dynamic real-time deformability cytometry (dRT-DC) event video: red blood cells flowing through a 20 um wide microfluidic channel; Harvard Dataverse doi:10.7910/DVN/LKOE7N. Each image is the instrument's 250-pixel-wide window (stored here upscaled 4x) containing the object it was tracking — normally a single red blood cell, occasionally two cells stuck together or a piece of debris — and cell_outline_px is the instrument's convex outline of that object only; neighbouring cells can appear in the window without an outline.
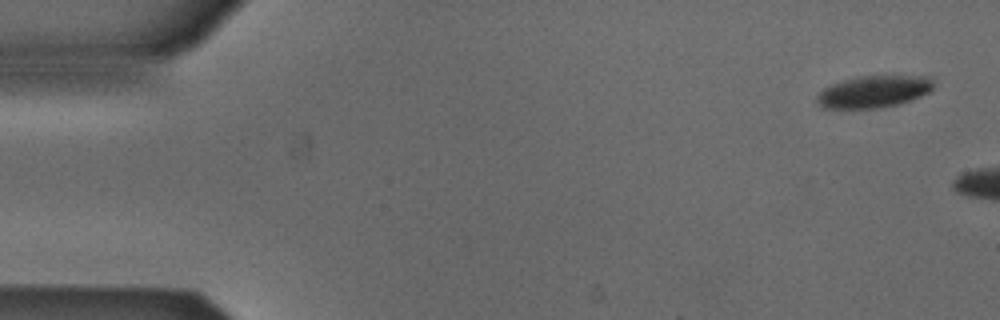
{"species": "Egyptian fruit bat (a non-hibernating species)", "species_latin": "Rousettus aegyptiacus", "temperature_condition": "cold", "stored_images_in_passage": 4, "camera_frame_rate_fps": 3000, "um_per_image_px": 0.085, "animal": {"sex": "male"}, "frame": {"image": 1, "passage_image": 1, "time_ms": 0.0, "image_size_px": [1000, 320], "cell_outline_px": [[932, 88], [928, 92], [908, 100], [896, 104], [872, 108], [824, 108], [816, 100], [816, 96], [824, 88], [832, 84], [844, 80], [860, 76], [928, 76], [932, 80]], "centroid_in_image_um": [74.23, 7.78], "position_along_channel_um": 10.8, "area_um2": 21.15}}